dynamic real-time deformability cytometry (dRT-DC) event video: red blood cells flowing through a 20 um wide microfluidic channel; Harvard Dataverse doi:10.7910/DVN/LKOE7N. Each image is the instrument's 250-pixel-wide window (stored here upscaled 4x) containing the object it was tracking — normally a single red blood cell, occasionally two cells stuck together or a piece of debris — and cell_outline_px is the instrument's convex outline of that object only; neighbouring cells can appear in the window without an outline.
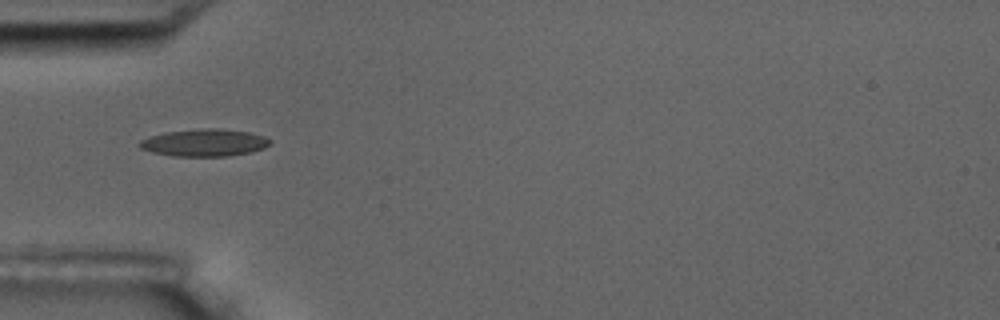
{"species": "common noctule bat (a hibernating species)", "species_latin": "Nyctalus noctula", "temperature_condition": "room temperature", "stored_images_in_passage": 2, "camera_frame_rate_fps": 3000, "um_per_image_px": 0.085, "animal": {"sex": "male", "body_mass_g": 17.5, "forearm_length_mm": 52.3}, "frame": {"image": 1, "passage_image": 1, "time_ms": 0.0, "image_size_px": [1000, 320], "cell_outline_px": [[272, 144], [264, 148], [252, 152], [228, 156], [172, 156], [152, 152], [140, 148], [136, 144], [140, 140], [152, 136], [168, 132], [204, 128], [220, 128], [248, 132], [264, 136], [272, 140]], "centroid_in_image_um": [17.41, 12.13], "position_along_channel_um": 67.6, "area_um2": 20.81}}